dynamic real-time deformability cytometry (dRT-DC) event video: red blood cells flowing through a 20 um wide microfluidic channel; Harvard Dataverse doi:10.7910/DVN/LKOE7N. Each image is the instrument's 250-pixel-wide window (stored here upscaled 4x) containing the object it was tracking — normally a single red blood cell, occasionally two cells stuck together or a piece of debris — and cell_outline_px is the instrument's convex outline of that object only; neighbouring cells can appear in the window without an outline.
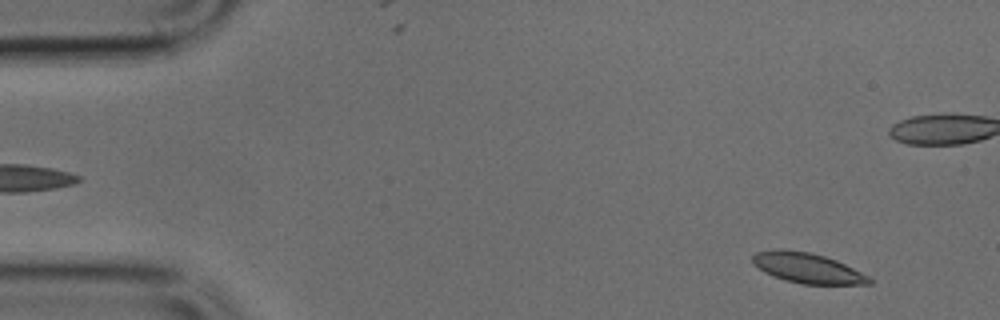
{"species": "common noctule bat (a hibernating species)", "species_latin": "Nyctalus noctula", "temperature_condition": "cold", "stored_images_in_passage": 14, "camera_frame_rate_fps": 3000, "um_per_image_px": 0.085, "animal": {"sex": "male", "body_mass_g": 17.9, "forearm_length_mm": 54.2}, "frame": {"image": 1, "passage_image": 3, "time_ms": 0.667, "image_size_px": [1000, 320], "cell_outline_px": [[872, 284], [804, 284], [784, 280], [764, 272], [752, 264], [752, 256], [756, 252], [776, 248], [780, 248], [808, 252], [824, 256], [836, 260], [868, 276], [872, 280]], "centroid_in_image_um": [68.57, 22.77], "position_along_channel_um": 16.4, "area_um2": 20.46}}